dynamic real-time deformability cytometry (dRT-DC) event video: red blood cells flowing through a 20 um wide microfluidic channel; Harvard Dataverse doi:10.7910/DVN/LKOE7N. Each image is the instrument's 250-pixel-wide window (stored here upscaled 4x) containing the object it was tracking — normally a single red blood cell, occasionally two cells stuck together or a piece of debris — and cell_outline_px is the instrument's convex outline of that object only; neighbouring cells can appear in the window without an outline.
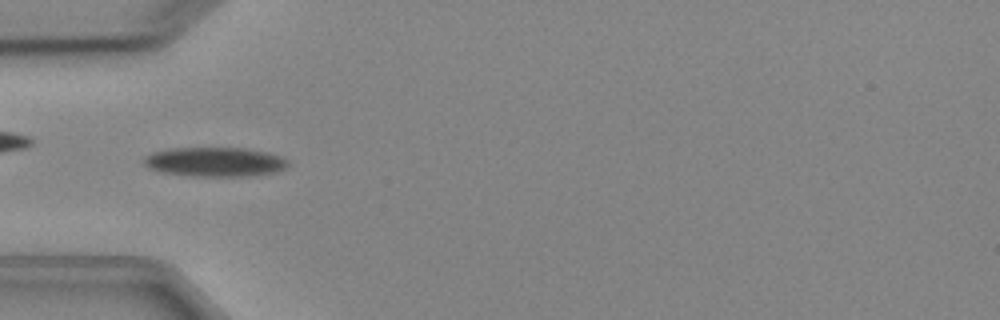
{"species": "Egyptian fruit bat (a non-hibernating species)", "species_latin": "Rousettus aegyptiacus", "temperature_condition": "cold", "stored_images_in_passage": 4, "camera_frame_rate_fps": 3000, "um_per_image_px": 0.085, "animal": {"sex": "female"}, "frame": {"image": 1, "passage_image": 3, "time_ms": 3.0, "image_size_px": [1000, 320], "cell_outline_px": [[288, 164], [284, 168], [276, 172], [244, 176], [196, 176], [160, 172], [148, 168], [144, 164], [144, 156], [152, 152], [172, 148], [244, 148], [268, 152], [288, 160]], "centroid_in_image_um": [18.23, 13.76], "position_along_channel_um": 66.8, "area_um2": 24.57}}